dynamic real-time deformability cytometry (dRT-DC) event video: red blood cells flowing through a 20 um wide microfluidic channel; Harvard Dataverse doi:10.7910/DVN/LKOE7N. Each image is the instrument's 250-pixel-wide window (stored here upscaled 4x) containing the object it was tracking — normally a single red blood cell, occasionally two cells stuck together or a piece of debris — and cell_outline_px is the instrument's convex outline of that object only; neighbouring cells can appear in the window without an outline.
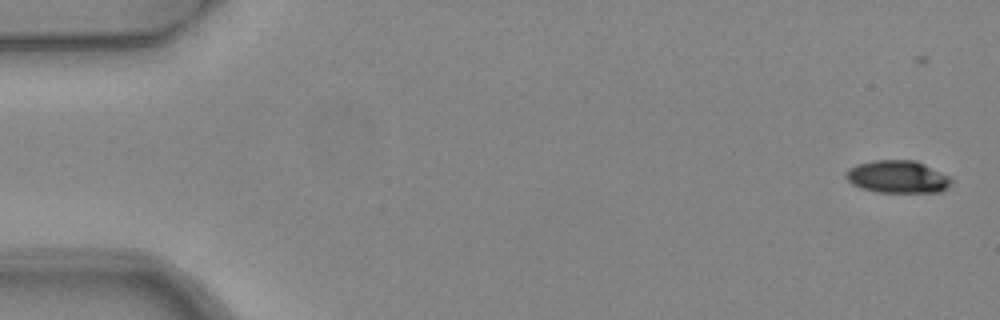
{"species": "common noctule bat (a hibernating species)", "species_latin": "Nyctalus noctula", "temperature_condition": "warm", "stored_images_in_passage": 4, "camera_frame_rate_fps": 3000, "um_per_image_px": 0.085, "animal": {"sex": "female", "body_mass_g": 24.6, "forearm_length_mm": 56.2}, "frame": {"image": 1, "passage_image": 1, "time_ms": 0.0, "image_size_px": [1000, 320], "cell_outline_px": [[952, 180], [940, 192], [876, 192], [860, 188], [852, 184], [844, 176], [848, 168], [856, 164], [872, 160], [916, 160], [948, 176]], "centroid_in_image_um": [76.22, 15.02], "position_along_channel_um": 8.8, "area_um2": 19.88}}
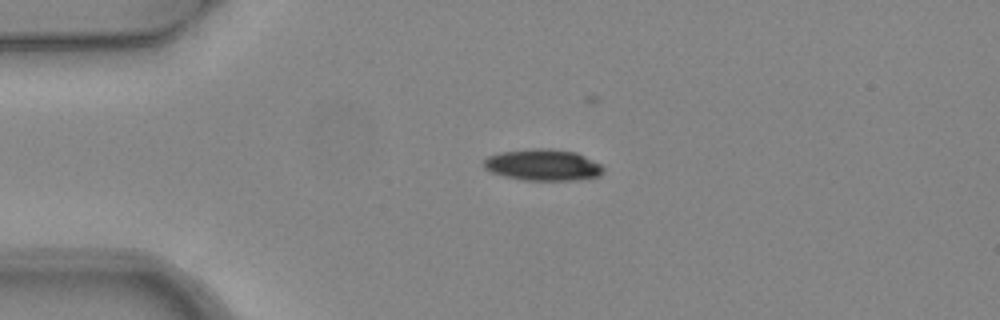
{"frame": {"image": 2, "passage_image": 4, "time_ms": 1.0, "image_size_px": [1000, 320], "cell_outline_px": [[604, 172], [600, 176], [576, 180], [524, 180], [504, 176], [492, 172], [484, 168], [484, 160], [488, 156], [500, 152], [532, 148], [548, 148], [576, 152], [600, 164], [604, 168]], "centroid_in_image_um": [46.16, 14.02], "position_along_channel_um": 38.8, "area_um2": 21.91}}